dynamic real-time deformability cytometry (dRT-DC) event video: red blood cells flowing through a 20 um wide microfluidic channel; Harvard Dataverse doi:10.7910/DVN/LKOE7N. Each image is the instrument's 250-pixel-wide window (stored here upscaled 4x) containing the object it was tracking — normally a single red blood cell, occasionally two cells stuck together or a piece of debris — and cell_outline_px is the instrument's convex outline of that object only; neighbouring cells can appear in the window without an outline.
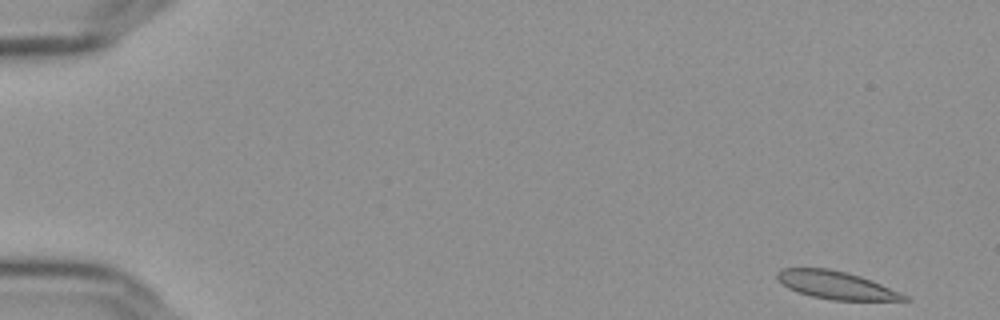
{"species": "Egyptian fruit bat (a non-hibernating species)", "species_latin": "Rousettus aegyptiacus", "temperature_condition": "cold", "stored_images_in_passage": 54, "camera_frame_rate_fps": 3000, "um_per_image_px": 0.085, "frame": {"image": 1, "passage_image": 1, "time_ms": 0.0, "image_size_px": [1000, 320], "cell_outline_px": [[908, 300], [832, 300], [812, 296], [796, 292], [788, 288], [776, 276], [776, 272], [780, 268], [828, 268], [860, 276], [872, 280], [900, 292], [908, 296]], "centroid_in_image_um": [71.05, 24.23], "position_along_channel_um": 14.0, "area_um2": 20.4}}
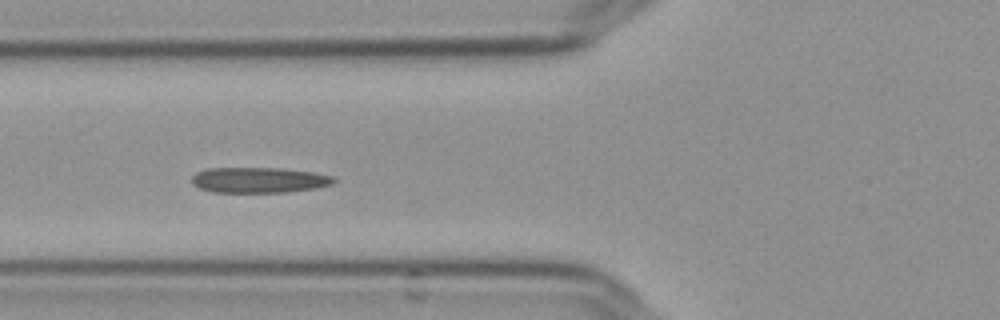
{"frame": {"image": 2, "passage_image": 20, "time_ms": 6.333, "image_size_px": [1000, 320], "cell_outline_px": [[336, 180], [332, 184], [316, 188], [288, 192], [212, 192], [200, 188], [192, 184], [192, 176], [196, 172], [208, 168], [284, 168], [312, 172], [332, 176]], "centroid_in_image_um": [22.0, 15.3], "position_along_channel_um": 103.8, "area_um2": 21.15}}
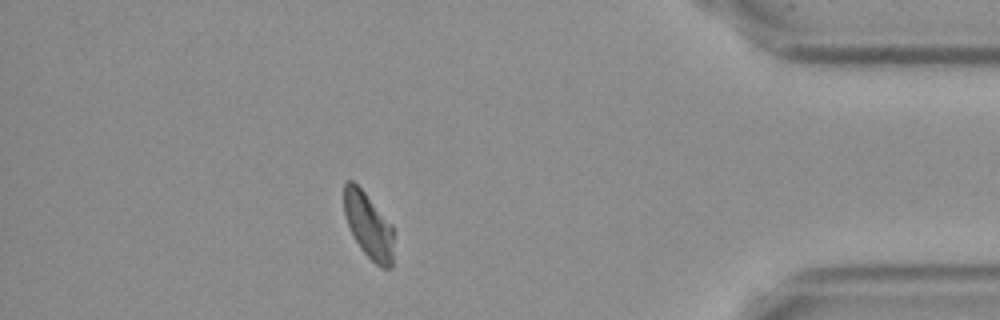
{"frame": {"image": 3, "passage_image": 48, "time_ms": 15.667, "image_size_px": [1000, 320], "cell_outline_px": [[392, 268], [384, 268], [376, 264], [360, 248], [348, 224], [344, 212], [344, 184], [348, 180], [352, 180], [364, 192], [392, 224]], "centroid_in_image_um": [31.32, 19.16], "position_along_channel_um": 403.9, "area_um2": 18.55}, "authors_computed_cell_mechanics": {"area_um2": 20.4612, "velocity_mm_per_s": 3.6097, "shape_relaxation_time_tau1_ms": null, "shape_relaxation_time_tau2_ms": 3.0681, "deformation_change_tau1": null, "deformation_change_tau2": 0.0825}}